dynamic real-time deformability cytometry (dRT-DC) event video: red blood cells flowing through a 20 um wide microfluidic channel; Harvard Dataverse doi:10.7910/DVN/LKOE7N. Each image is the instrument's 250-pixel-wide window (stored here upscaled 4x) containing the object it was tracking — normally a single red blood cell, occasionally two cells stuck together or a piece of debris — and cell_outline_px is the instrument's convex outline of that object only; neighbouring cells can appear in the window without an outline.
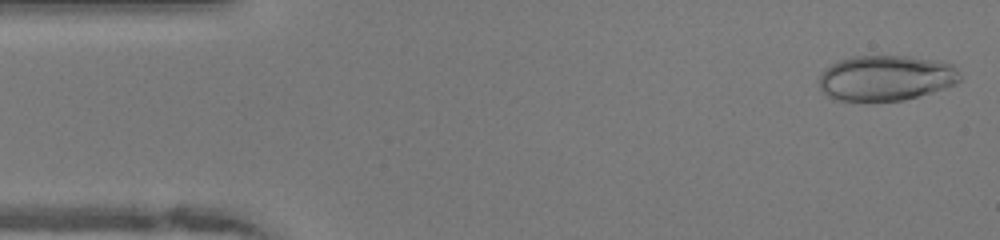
{"species": "human", "species_latin": "Homo sapiens", "temperature_condition": "warm", "stored_images_in_passage": 47, "camera_frame_rate_fps": 3000, "um_per_image_px": 0.085, "donor": {"sex": "female"}, "frame": {"image": 1, "passage_image": 1, "time_ms": 0.0, "image_size_px": [1000, 240], "cell_outline_px": [[960, 80], [956, 84], [932, 92], [904, 100], [832, 100], [824, 96], [820, 88], [820, 72], [832, 64], [840, 60], [852, 56], [908, 56], [940, 60], [952, 64], [956, 68], [960, 76]], "centroid_in_image_um": [75.29, 6.62], "position_along_channel_um": 9.7, "area_um2": 37.45}}
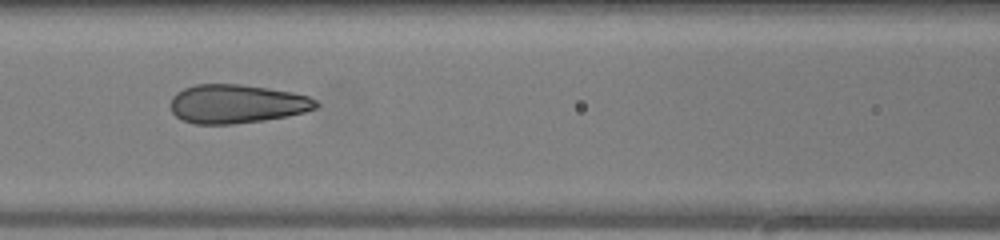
{"frame": {"image": 2, "passage_image": 19, "time_ms": 6.0, "image_size_px": [1000, 240], "cell_outline_px": [[320, 104], [316, 108], [304, 112], [288, 116], [264, 120], [232, 124], [196, 124], [184, 120], [176, 116], [172, 112], [172, 96], [176, 92], [184, 88], [196, 84], [240, 84], [268, 88], [292, 92], [308, 96], [316, 100]], "centroid_in_image_um": [20.14, 8.82], "position_along_channel_um": 146.5, "area_um2": 32.83}}
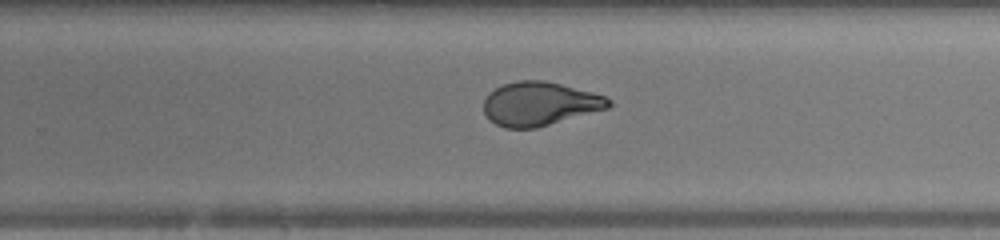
{"frame": {"image": 3, "passage_image": 29, "time_ms": 9.333, "image_size_px": [1000, 240], "cell_outline_px": [[612, 104], [608, 108], [536, 128], [504, 128], [496, 124], [484, 112], [484, 100], [488, 92], [504, 84], [516, 80], [544, 80], [592, 92], [604, 96], [612, 100]], "centroid_in_image_um": [45.86, 8.81], "position_along_channel_um": 283.9, "area_um2": 31.67}}